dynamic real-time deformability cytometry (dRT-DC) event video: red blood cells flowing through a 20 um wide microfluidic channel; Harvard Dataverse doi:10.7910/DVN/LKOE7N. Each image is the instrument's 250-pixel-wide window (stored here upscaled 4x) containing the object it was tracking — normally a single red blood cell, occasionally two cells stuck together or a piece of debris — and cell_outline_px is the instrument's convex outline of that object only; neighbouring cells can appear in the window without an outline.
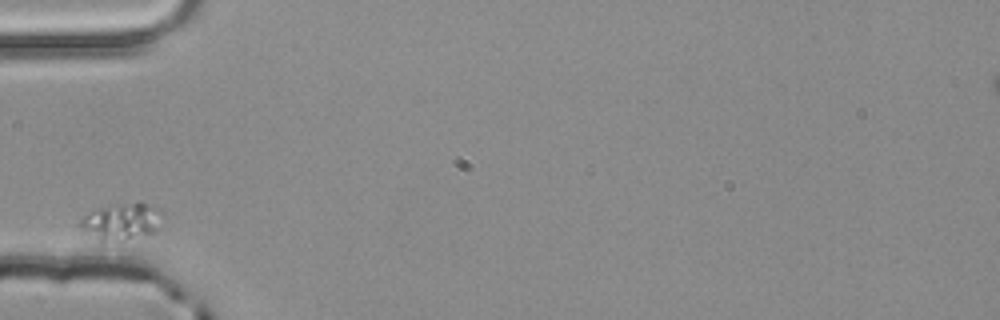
{"species": "common noctule bat (a hibernating species)", "species_latin": "Nyctalus noctula", "temperature_condition": "room temperature", "stored_images_in_passage": 1, "camera_frame_rate_fps": 3000, "um_per_image_px": 0.085, "animal": {"sex": "male", "body_mass_g": 20.4}, "frame": {"image": 1, "passage_image": 1, "time_ms": 0.0, "image_size_px": [1000, 320], "cell_outline_px": [[160, 212], [156, 228], [152, 232], [100, 248], [76, 224], [88, 212], [108, 204], [140, 200], [156, 208]], "centroid_in_image_um": [10.14, 18.89], "position_along_channel_um": 74.9, "area_um2": 18.79}}